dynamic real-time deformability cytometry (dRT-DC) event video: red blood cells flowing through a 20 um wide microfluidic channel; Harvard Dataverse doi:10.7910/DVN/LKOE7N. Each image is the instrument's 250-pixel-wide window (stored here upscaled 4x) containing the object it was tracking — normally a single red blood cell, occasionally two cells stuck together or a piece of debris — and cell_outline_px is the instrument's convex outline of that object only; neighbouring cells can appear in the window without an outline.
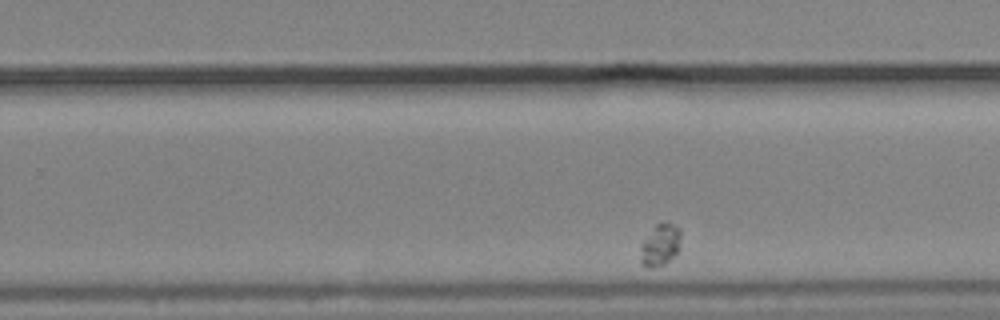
{"species": "common noctule bat (a hibernating species)", "species_latin": "Nyctalus noctula", "temperature_condition": "cold", "stored_images_in_passage": 31, "camera_frame_rate_fps": 3000, "um_per_image_px": 0.085, "animal": {"sex": "male", "body_mass_g": 19.2, "forearm_length_mm": 51.8}, "frame": {"image": 1, "passage_image": 22, "time_ms": 7.0, "image_size_px": [1000, 320], "cell_outline_px": [[680, 248], [664, 264], [652, 268], [648, 268], [640, 264], [640, 244], [656, 224], [668, 220], [680, 228]], "centroid_in_image_um": [56.1, 20.8], "position_along_channel_um": 273.7, "area_um2": 10.06}}